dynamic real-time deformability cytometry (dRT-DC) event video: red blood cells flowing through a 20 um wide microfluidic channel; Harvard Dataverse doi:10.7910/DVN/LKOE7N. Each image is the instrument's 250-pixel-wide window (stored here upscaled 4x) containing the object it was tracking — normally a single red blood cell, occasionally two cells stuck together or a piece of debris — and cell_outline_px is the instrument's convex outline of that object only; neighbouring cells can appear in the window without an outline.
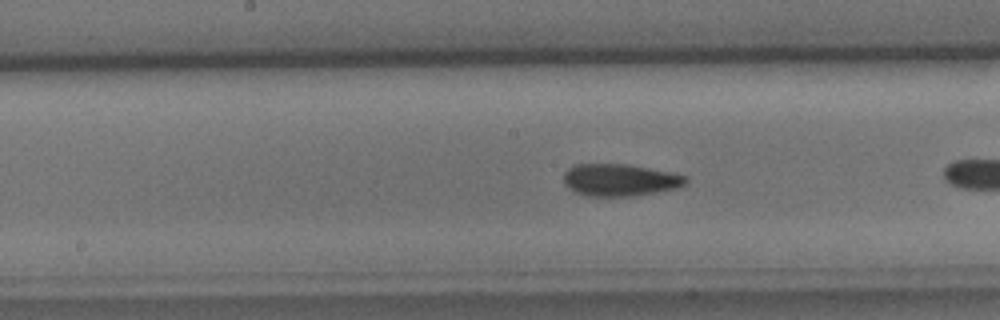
{"species": "common noctule bat (a hibernating species)", "species_latin": "Nyctalus noctula", "temperature_condition": "cold", "stored_images_in_passage": 19, "camera_frame_rate_fps": 3000, "um_per_image_px": 0.085, "animal": {"sex": "male", "body_mass_g": 15.6}, "frame": {"image": 1, "passage_image": 11, "time_ms": 3.333, "image_size_px": [1000, 320], "cell_outline_px": [[688, 180], [684, 184], [676, 188], [632, 196], [588, 196], [576, 192], [564, 184], [564, 172], [572, 164], [628, 164], [672, 172], [688, 176]], "centroid_in_image_um": [52.68, 15.28], "position_along_channel_um": 195.5, "area_um2": 22.89}}